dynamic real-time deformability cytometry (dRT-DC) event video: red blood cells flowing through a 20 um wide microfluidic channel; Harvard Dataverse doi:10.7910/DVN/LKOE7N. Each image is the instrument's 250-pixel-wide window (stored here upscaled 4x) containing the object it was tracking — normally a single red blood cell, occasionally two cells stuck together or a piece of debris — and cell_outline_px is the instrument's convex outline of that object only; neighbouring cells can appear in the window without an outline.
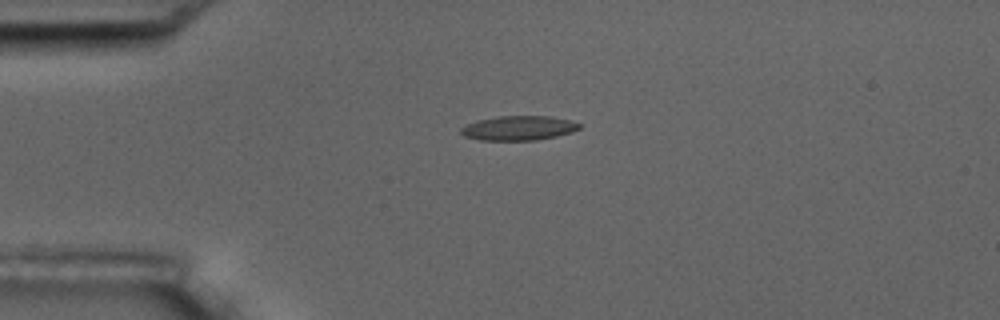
{"species": "common noctule bat (a hibernating species)", "species_latin": "Nyctalus noctula", "temperature_condition": "room temperature", "stored_images_in_passage": 4, "camera_frame_rate_fps": 3000, "um_per_image_px": 0.085, "animal": {"sex": "male", "body_mass_g": 17.5, "forearm_length_mm": 52.3}, "frame": {"image": 1, "passage_image": 4, "time_ms": 4.333, "image_size_px": [1000, 320], "cell_outline_px": [[580, 128], [572, 132], [556, 136], [536, 140], [480, 140], [464, 136], [460, 132], [460, 128], [476, 120], [496, 116], [548, 116], [568, 120], [580, 124]], "centroid_in_image_um": [44.05, 10.88], "position_along_channel_um": 41.0, "area_um2": 16.82}}